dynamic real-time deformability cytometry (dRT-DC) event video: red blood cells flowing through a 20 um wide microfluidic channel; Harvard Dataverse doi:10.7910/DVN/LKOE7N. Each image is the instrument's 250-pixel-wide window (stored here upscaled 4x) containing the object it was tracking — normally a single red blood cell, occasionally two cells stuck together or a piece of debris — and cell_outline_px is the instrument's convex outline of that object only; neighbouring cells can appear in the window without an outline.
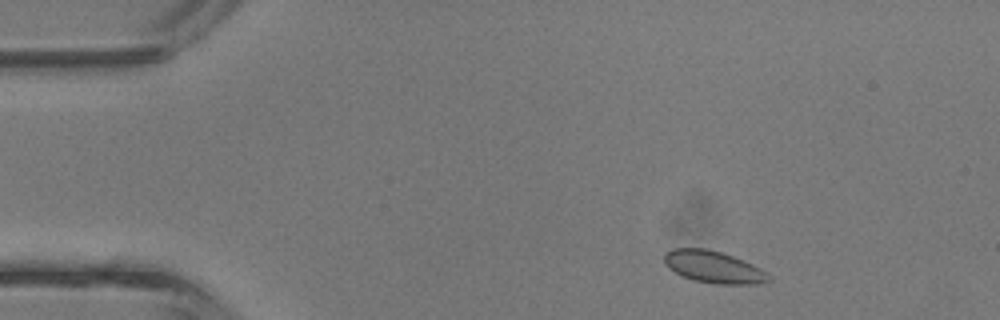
{"species": "common noctule bat (a hibernating species)", "species_latin": "Nyctalus noctula", "temperature_condition": "room temperature", "stored_images_in_passage": 3, "camera_frame_rate_fps": 3000, "um_per_image_px": 0.085, "animal": {"sex": "male", "body_mass_g": 13.3}, "frame": {"image": 1, "passage_image": 1, "time_ms": 0.0, "image_size_px": [1000, 320], "cell_outline_px": [[772, 280], [764, 284], [716, 284], [692, 280], [668, 268], [664, 264], [664, 252], [672, 248], [704, 248], [720, 252], [732, 256], [752, 264], [760, 268]], "centroid_in_image_um": [60.62, 22.7], "position_along_channel_um": 24.4, "area_um2": 19.48}}
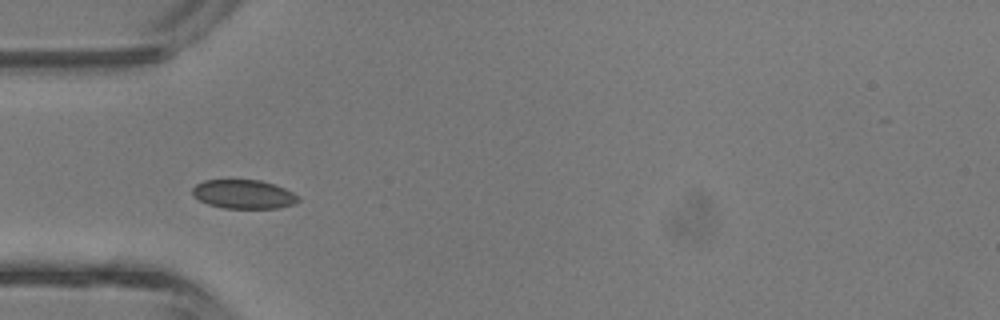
{"frame": {"image": 2, "passage_image": 3, "time_ms": 0.667, "image_size_px": [1000, 320], "cell_outline_px": [[300, 200], [296, 204], [280, 208], [224, 208], [208, 204], [192, 196], [192, 188], [196, 184], [204, 180], [260, 180], [276, 184], [300, 196]], "centroid_in_image_um": [20.74, 16.51], "position_along_channel_um": 64.3, "area_um2": 18.03}}